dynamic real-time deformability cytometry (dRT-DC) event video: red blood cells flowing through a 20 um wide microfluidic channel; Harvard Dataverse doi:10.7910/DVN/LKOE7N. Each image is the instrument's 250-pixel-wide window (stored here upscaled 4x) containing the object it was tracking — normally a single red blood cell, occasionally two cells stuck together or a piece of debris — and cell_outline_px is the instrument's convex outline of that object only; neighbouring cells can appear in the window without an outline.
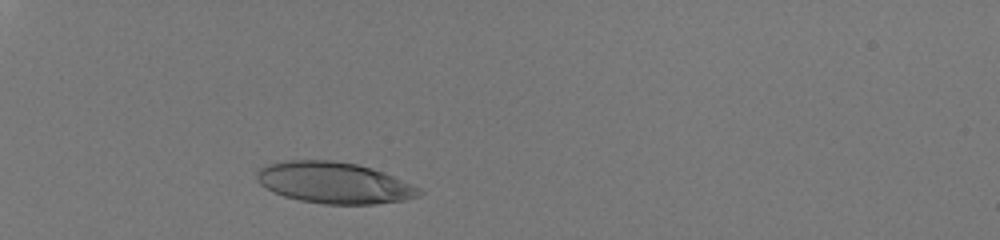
{"species": "human", "species_latin": "Homo sapiens", "temperature_condition": "room temperature", "stored_images_in_passage": 36, "camera_frame_rate_fps": 3000, "um_per_image_px": 0.085, "donor": {"sex": "male"}, "frame": {"image": 1, "passage_image": 8, "time_ms": 2.333, "image_size_px": [1000, 240], "cell_outline_px": [[424, 192], [420, 196], [404, 200], [376, 204], [324, 204], [300, 200], [284, 196], [272, 192], [260, 184], [256, 180], [256, 172], [260, 168], [268, 164], [288, 160], [332, 160], [356, 164], [372, 168], [384, 172], [412, 184], [420, 188]], "centroid_in_image_um": [28.41, 15.54], "position_along_channel_um": 56.6, "area_um2": 39.25}}
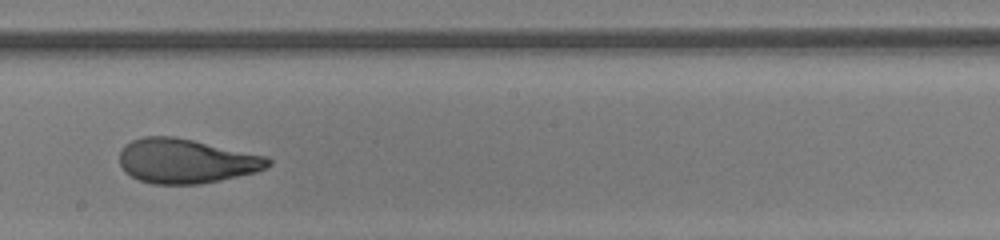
{"frame": {"image": 2, "passage_image": 24, "time_ms": 7.667, "image_size_px": [1000, 240], "cell_outline_px": [[272, 164], [268, 168], [256, 172], [220, 180], [200, 184], [152, 184], [140, 180], [124, 172], [120, 164], [120, 152], [124, 144], [132, 140], [144, 136], [172, 136], [192, 140], [268, 156], [272, 160]], "centroid_in_image_um": [15.83, 13.69], "position_along_channel_um": 232.4, "area_um2": 38.67}}
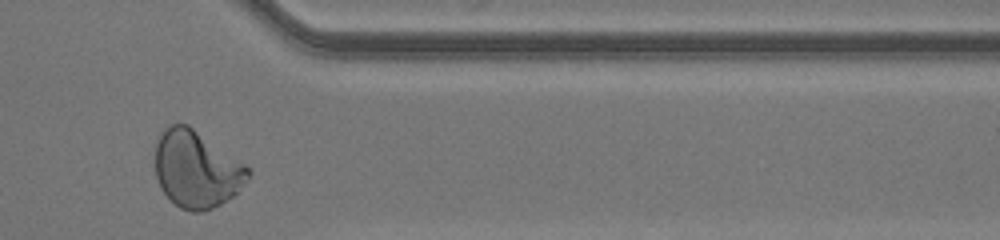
{"frame": {"image": 3, "passage_image": 36, "time_ms": 11.667, "image_size_px": [1000, 240], "cell_outline_px": [[252, 172], [248, 180], [232, 196], [220, 204], [204, 212], [192, 212], [180, 208], [160, 188], [156, 176], [156, 144], [160, 132], [168, 124], [188, 124], [244, 164]], "centroid_in_image_um": [16.69, 14.38], "position_along_channel_um": 394.7, "area_um2": 41.38}, "authors_computed_cell_mechanics": {"area_um2": 38.9572, "velocity_mm_per_s": 4.1197, "shape_relaxation_time_tau1_ms": 7.9486, "shape_relaxation_time_tau2_ms": 0.8826, "deformation_change_tau1": 0.3179, "deformation_change_tau2": 0.0745}}